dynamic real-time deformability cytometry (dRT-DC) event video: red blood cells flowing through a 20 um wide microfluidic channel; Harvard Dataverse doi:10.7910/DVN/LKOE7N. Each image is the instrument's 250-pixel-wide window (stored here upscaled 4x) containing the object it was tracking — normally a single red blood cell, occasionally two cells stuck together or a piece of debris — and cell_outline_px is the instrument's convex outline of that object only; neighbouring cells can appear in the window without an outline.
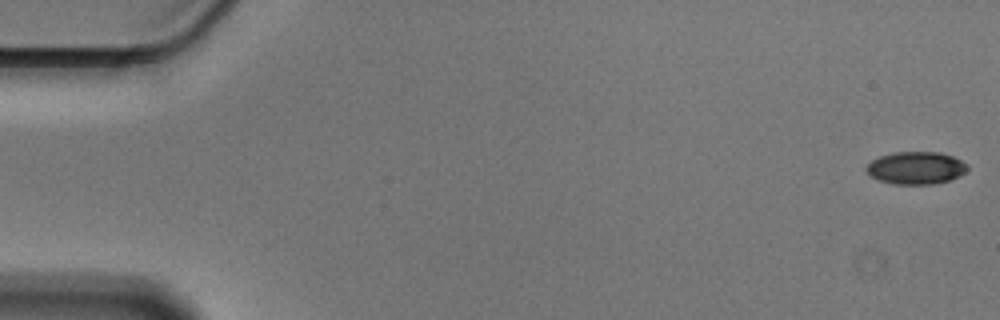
{"species": "Egyptian fruit bat (a non-hibernating species)", "species_latin": "Rousettus aegyptiacus", "temperature_condition": "cold", "stored_images_in_passage": 6, "camera_frame_rate_fps": 3000, "um_per_image_px": 0.085, "animal": {"sex": "male"}, "frame": {"image": 1, "passage_image": 1, "time_ms": 0.0, "image_size_px": [1000, 320], "cell_outline_px": [[968, 168], [960, 176], [936, 184], [892, 184], [880, 180], [872, 176], [864, 168], [872, 160], [880, 156], [896, 152], [940, 152], [952, 156], [968, 164]], "centroid_in_image_um": [77.87, 14.27], "position_along_channel_um": 7.1, "area_um2": 19.07}}